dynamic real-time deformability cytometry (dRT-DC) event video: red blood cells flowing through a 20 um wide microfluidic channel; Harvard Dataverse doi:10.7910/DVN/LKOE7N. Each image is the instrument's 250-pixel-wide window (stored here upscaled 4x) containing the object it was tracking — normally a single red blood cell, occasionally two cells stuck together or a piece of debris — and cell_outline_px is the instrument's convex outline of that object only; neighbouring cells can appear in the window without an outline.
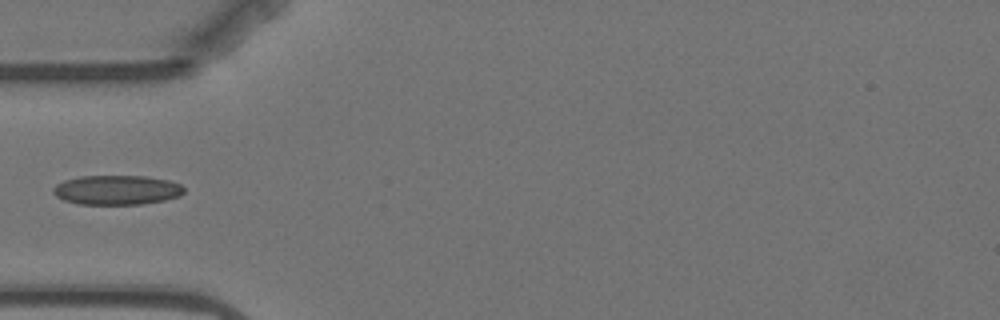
{"species": "Egyptian fruit bat (a non-hibernating species)", "species_latin": "Rousettus aegyptiacus", "temperature_condition": "warm", "stored_images_in_passage": 6, "camera_frame_rate_fps": 3000, "um_per_image_px": 0.085, "animal": {"sex": "female"}, "frame": {"image": 1, "passage_image": 4, "time_ms": 3.667, "image_size_px": [1000, 320], "cell_outline_px": [[184, 192], [180, 196], [164, 200], [140, 204], [80, 204], [64, 200], [56, 196], [52, 192], [52, 188], [56, 184], [64, 180], [80, 176], [144, 176], [168, 180], [180, 184], [184, 188]], "centroid_in_image_um": [9.91, 16.14], "position_along_channel_um": 75.1, "area_um2": 22.48}}
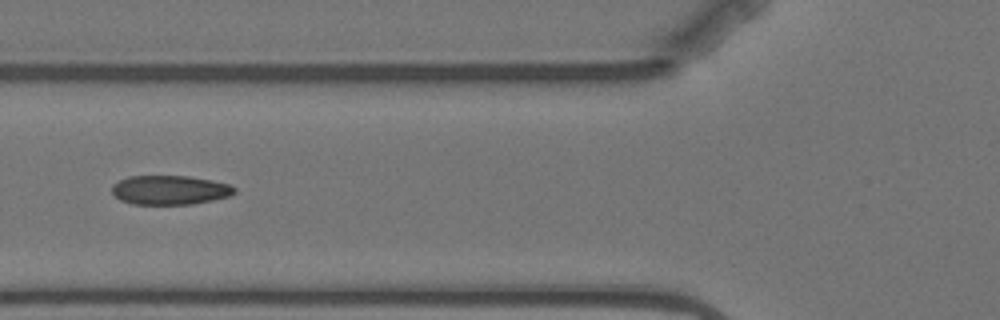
{"frame": {"image": 2, "passage_image": 5, "time_ms": 4.667, "image_size_px": [1000, 320], "cell_outline_px": [[236, 192], [228, 196], [212, 200], [192, 204], [132, 204], [120, 200], [112, 192], [112, 184], [128, 176], [188, 176], [212, 180], [228, 184], [236, 188]], "centroid_in_image_um": [14.42, 16.15], "position_along_channel_um": 111.4, "area_um2": 20.81}}
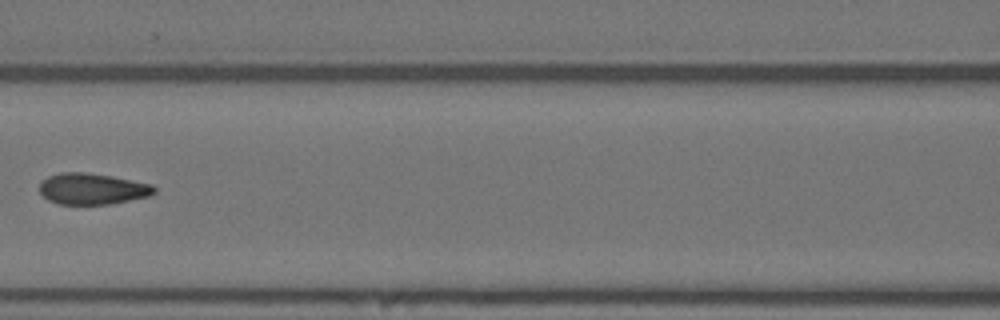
{"frame": {"image": 3, "passage_image": 6, "time_ms": 6.0, "image_size_px": [1000, 320], "cell_outline_px": [[156, 192], [148, 196], [108, 204], [60, 204], [48, 200], [40, 192], [40, 184], [48, 176], [60, 172], [84, 172], [112, 176], [152, 184], [156, 188]], "centroid_in_image_um": [7.84, 16.04], "position_along_channel_um": 158.8, "area_um2": 20.69}}